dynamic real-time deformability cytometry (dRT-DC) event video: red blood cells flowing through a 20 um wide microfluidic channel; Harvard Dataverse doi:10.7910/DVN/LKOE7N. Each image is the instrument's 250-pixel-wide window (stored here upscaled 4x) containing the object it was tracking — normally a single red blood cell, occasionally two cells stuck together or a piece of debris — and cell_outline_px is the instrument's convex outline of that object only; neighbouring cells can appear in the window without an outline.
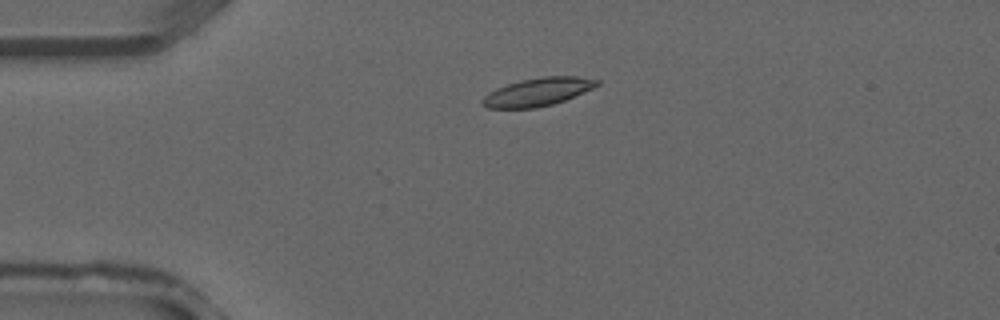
{"species": "common noctule bat (a hibernating species)", "species_latin": "Nyctalus noctula", "temperature_condition": "warm", "stored_images_in_passage": 26, "camera_frame_rate_fps": 3000, "um_per_image_px": 0.085, "animal": {"sex": "male", "forearm_length_mm": 52.5}, "frame": {"image": 1, "passage_image": 1, "time_ms": 0.0, "image_size_px": [1000, 320], "cell_outline_px": [[600, 84], [592, 88], [564, 100], [552, 104], [536, 108], [488, 108], [480, 104], [480, 100], [488, 92], [496, 88], [520, 80], [544, 76], [576, 76], [600, 80]], "centroid_in_image_um": [45.66, 7.81], "position_along_channel_um": 39.3, "area_um2": 18.73}}
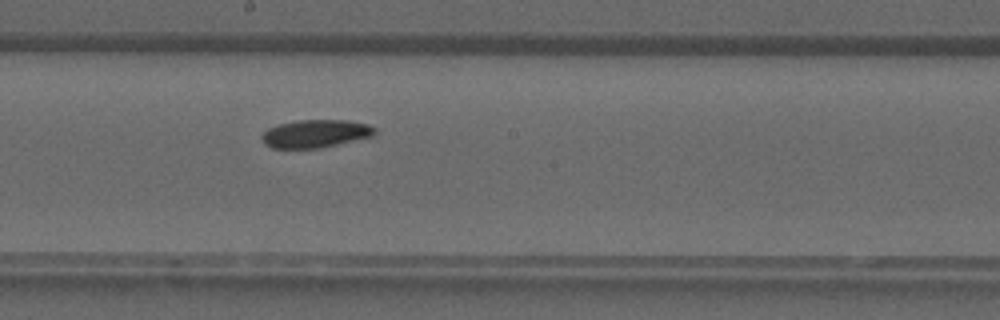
{"frame": {"image": 2, "passage_image": 13, "time_ms": 4.0, "image_size_px": [1000, 320], "cell_outline_px": [[376, 132], [372, 136], [320, 148], [272, 148], [264, 144], [260, 136], [268, 128], [280, 124], [296, 120], [348, 120], [368, 124], [376, 128]], "centroid_in_image_um": [26.8, 11.35], "position_along_channel_um": 221.4, "area_um2": 18.38}}
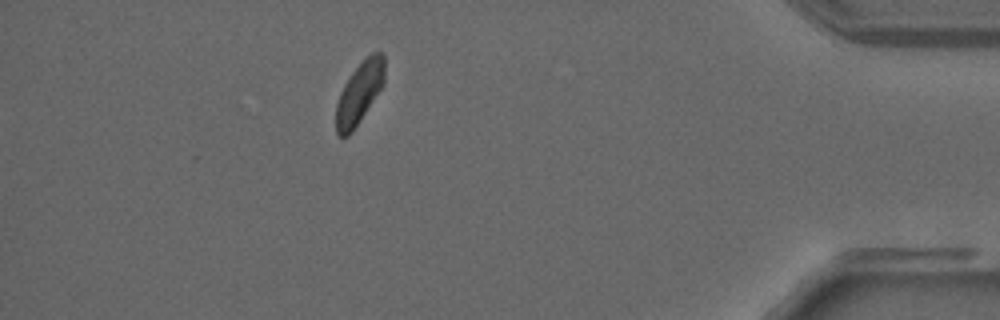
{"frame": {"image": 3, "passage_image": 26, "time_ms": 8.333, "image_size_px": [1000, 320], "cell_outline_px": [[384, 80], [380, 88], [352, 132], [348, 136], [340, 136], [336, 132], [336, 104], [340, 92], [344, 84], [352, 72], [372, 52], [380, 52], [384, 56]], "centroid_in_image_um": [30.52, 7.9], "position_along_channel_um": 404.7, "area_um2": 16.88}}